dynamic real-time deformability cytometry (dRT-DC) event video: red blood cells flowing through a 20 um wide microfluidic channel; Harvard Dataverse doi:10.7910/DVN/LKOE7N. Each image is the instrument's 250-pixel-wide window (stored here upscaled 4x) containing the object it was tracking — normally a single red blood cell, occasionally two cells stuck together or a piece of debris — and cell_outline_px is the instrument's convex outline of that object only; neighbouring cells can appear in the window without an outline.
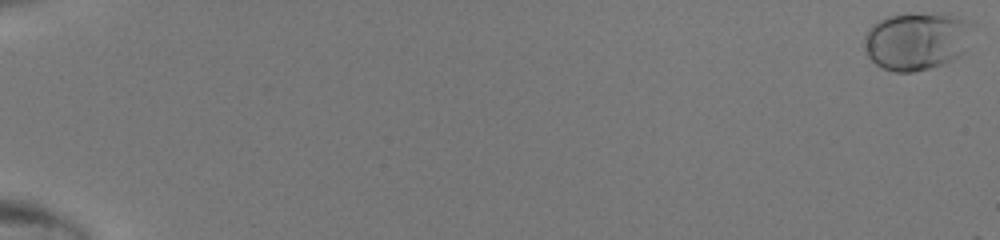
{"species": "human", "species_latin": "Homo sapiens", "temperature_condition": "room temperature", "stored_images_in_passage": 48, "camera_frame_rate_fps": 3000, "um_per_image_px": 0.085, "donor": {"sex": "male"}, "frame": {"image": 1, "passage_image": 1, "time_ms": 0.0, "image_size_px": [1000, 240], "cell_outline_px": [[976, 24], [964, 52], [960, 56], [944, 64], [912, 72], [896, 72], [884, 68], [876, 64], [868, 56], [864, 48], [864, 36], [868, 28], [872, 24], [888, 16], [908, 12], [960, 16]], "centroid_in_image_um": [77.95, 3.46], "position_along_channel_um": 7.1, "area_um2": 37.11}}
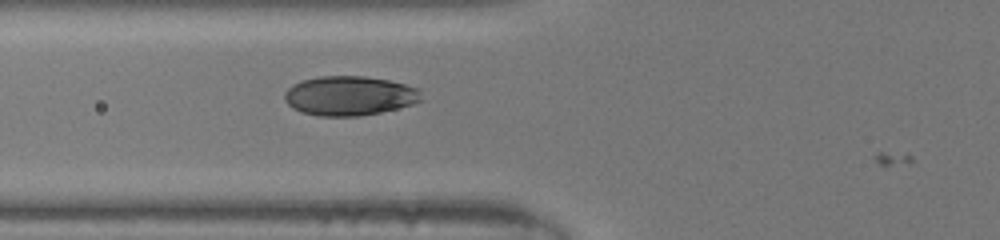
{"frame": {"image": 2, "passage_image": 22, "time_ms": 7.0, "image_size_px": [1000, 240], "cell_outline_px": [[420, 100], [412, 104], [380, 112], [360, 116], [316, 116], [300, 112], [292, 108], [284, 100], [284, 92], [292, 84], [300, 80], [320, 76], [364, 76], [388, 80], [420, 88]], "centroid_in_image_um": [29.64, 8.14], "position_along_channel_um": 96.2, "area_um2": 31.56}}
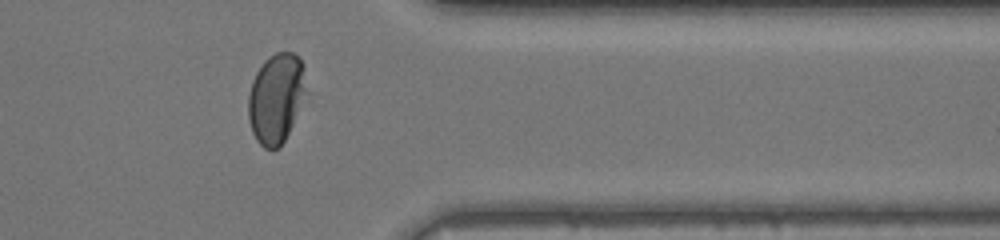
{"frame": {"image": 3, "passage_image": 42, "time_ms": 13.667, "image_size_px": [1000, 240], "cell_outline_px": [[308, 92], [284, 140], [276, 148], [264, 148], [256, 140], [252, 132], [248, 120], [248, 96], [252, 80], [256, 72], [264, 60], [276, 52], [292, 52], [300, 56], [304, 64]], "centroid_in_image_um": [23.49, 8.29], "position_along_channel_um": 387.9, "area_um2": 30.63}}